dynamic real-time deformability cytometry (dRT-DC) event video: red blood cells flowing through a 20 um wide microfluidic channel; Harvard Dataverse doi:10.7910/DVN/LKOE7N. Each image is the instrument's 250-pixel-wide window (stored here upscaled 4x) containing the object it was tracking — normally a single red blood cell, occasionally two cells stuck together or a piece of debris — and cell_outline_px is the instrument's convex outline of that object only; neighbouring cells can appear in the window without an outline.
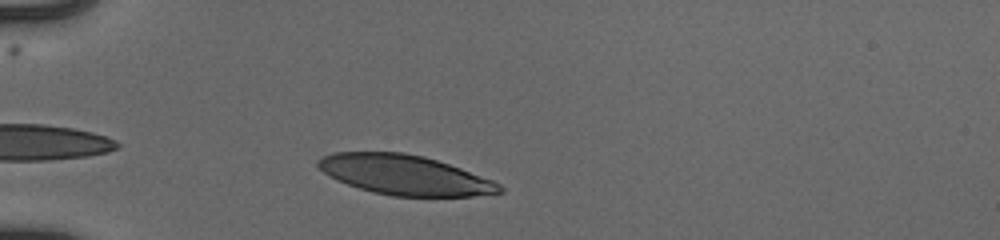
{"species": "human", "species_latin": "Homo sapiens", "temperature_condition": "cold", "stored_images_in_passage": 34, "camera_frame_rate_fps": 3000, "um_per_image_px": 0.085, "donor": {"sex": "male"}, "frame": {"image": 1, "passage_image": 4, "time_ms": 1.0, "image_size_px": [1000, 240], "cell_outline_px": [[504, 192], [472, 196], [392, 196], [372, 192], [348, 184], [324, 172], [316, 164], [316, 160], [332, 152], [404, 152], [424, 156], [460, 168], [492, 180], [500, 184], [504, 188]], "centroid_in_image_um": [34.42, 14.86], "position_along_channel_um": 50.6, "area_um2": 41.73}}
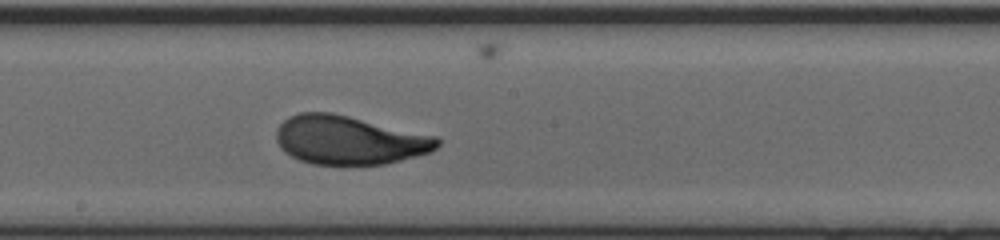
{"frame": {"image": 2, "passage_image": 19, "time_ms": 6.0, "image_size_px": [1000, 240], "cell_outline_px": [[440, 144], [432, 152], [384, 164], [312, 164], [300, 160], [284, 152], [280, 148], [276, 140], [276, 128], [288, 116], [300, 112], [332, 112], [436, 136], [440, 140]], "centroid_in_image_um": [29.65, 11.9], "position_along_channel_um": 218.5, "area_um2": 45.72}}
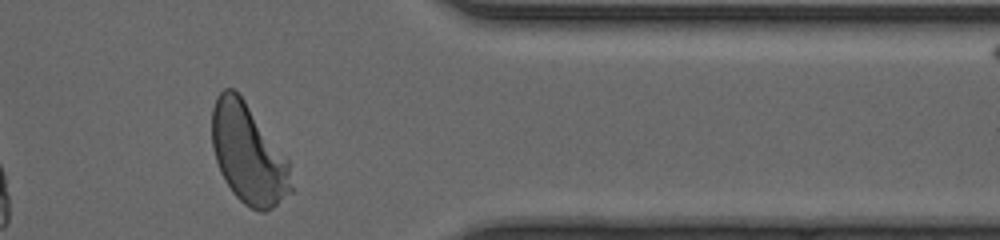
{"frame": {"image": 3, "passage_image": 33, "time_ms": 10.667, "image_size_px": [1000, 240], "cell_outline_px": [[292, 192], [272, 208], [264, 212], [260, 212], [244, 204], [232, 192], [224, 180], [220, 172], [216, 160], [212, 144], [212, 108], [216, 96], [224, 88], [232, 88], [244, 100], [288, 160], [292, 188]], "centroid_in_image_um": [21.08, 13.1], "position_along_channel_um": 390.3, "area_um2": 45.55}, "authors_computed_cell_mechanics": {"area_um2": 45.1707, "velocity_mm_per_s": 3.8994, "shape_relaxation_time_tau1_ms": 3.2263, "shape_relaxation_time_tau2_ms": null, "deformation_change_tau1": 0.1629, "deformation_change_tau2": null}}